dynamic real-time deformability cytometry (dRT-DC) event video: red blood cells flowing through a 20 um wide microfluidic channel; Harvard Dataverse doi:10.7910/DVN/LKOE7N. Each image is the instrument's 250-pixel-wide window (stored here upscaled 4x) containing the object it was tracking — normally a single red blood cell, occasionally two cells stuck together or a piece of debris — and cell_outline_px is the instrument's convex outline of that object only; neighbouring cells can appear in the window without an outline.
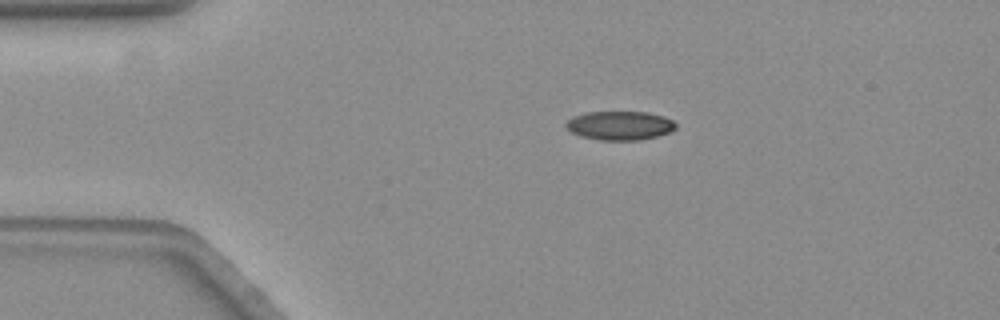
{"species": "common noctule bat (a hibernating species)", "species_latin": "Nyctalus noctula", "temperature_condition": "warm", "stored_images_in_passage": 47, "camera_frame_rate_fps": 3000, "um_per_image_px": 0.085, "animal": {"sex": "female", "body_mass_g": 19.3, "forearm_length_mm": 54.1}, "frame": {"image": 1, "passage_image": 1, "time_ms": 0.0, "image_size_px": [1000, 320], "cell_outline_px": [[676, 128], [668, 132], [656, 136], [640, 140], [600, 140], [580, 136], [572, 132], [564, 124], [572, 116], [588, 112], [644, 112], [660, 116], [672, 120], [676, 124]], "centroid_in_image_um": [52.65, 10.67], "position_along_channel_um": 32.4, "area_um2": 18.26}}
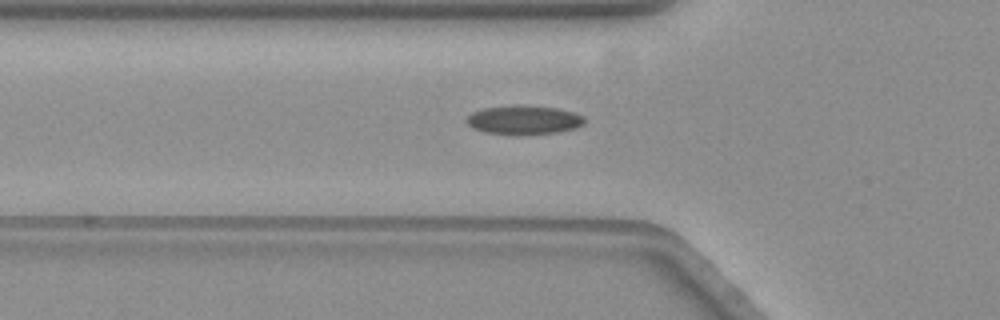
{"frame": {"image": 2, "passage_image": 9, "time_ms": 2.667, "image_size_px": [1000, 320], "cell_outline_px": [[584, 124], [576, 128], [560, 132], [520, 136], [516, 136], [484, 132], [472, 128], [468, 124], [468, 116], [472, 112], [484, 108], [512, 104], [524, 104], [556, 108], [572, 112], [584, 116]], "centroid_in_image_um": [44.53, 10.2], "position_along_channel_um": 81.3, "area_um2": 20.46}}
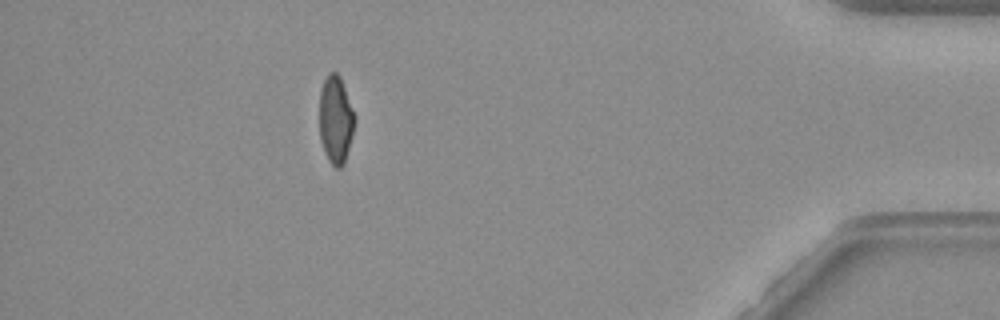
{"frame": {"image": 3, "passage_image": 41, "time_ms": 13.333, "image_size_px": [1000, 320], "cell_outline_px": [[356, 120], [352, 136], [344, 164], [340, 168], [336, 168], [328, 160], [320, 140], [320, 88], [328, 72], [336, 72], [340, 76], [356, 116]], "centroid_in_image_um": [28.54, 10.16], "position_along_channel_um": 406.7, "area_um2": 18.15}, "authors_computed_cell_mechanics": {"area_um2": 19.1896, "velocity_mm_per_s": 3.5627, "shape_relaxation_time_tau1_ms": null, "shape_relaxation_time_tau2_ms": 2.7912, "deformation_change_tau1": null, "deformation_change_tau2": 0.0697}}